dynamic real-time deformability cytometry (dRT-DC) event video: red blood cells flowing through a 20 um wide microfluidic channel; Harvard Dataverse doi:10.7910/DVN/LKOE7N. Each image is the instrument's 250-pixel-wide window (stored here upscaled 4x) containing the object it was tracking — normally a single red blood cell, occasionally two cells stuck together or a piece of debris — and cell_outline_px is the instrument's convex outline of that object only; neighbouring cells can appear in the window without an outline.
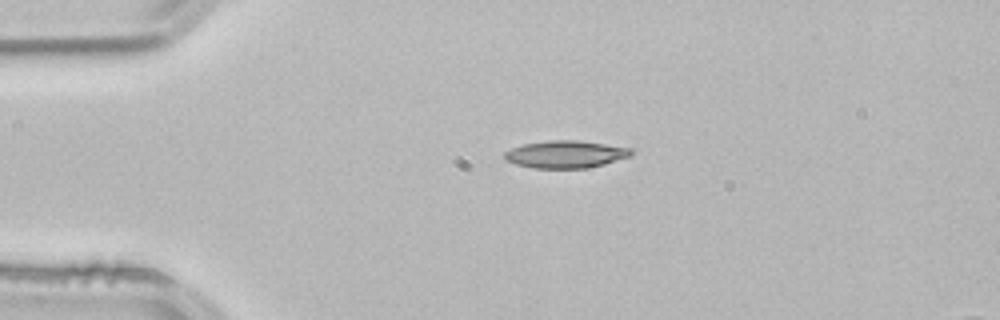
{"species": "common noctule bat (a hibernating species)", "species_latin": "Nyctalus noctula", "temperature_condition": "room temperature", "stored_images_in_passage": 3, "camera_frame_rate_fps": 3000, "um_per_image_px": 0.085, "animal": {"sex": "male", "body_mass_g": 21.5, "forearm_length_mm": 52.0}, "frame": {"image": 1, "passage_image": 1, "time_ms": 0.0, "image_size_px": [1000, 320], "cell_outline_px": [[632, 156], [604, 164], [588, 168], [536, 168], [516, 164], [504, 160], [504, 152], [512, 148], [524, 144], [548, 140], [576, 140], [632, 148]], "centroid_in_image_um": [48.08, 13.11], "position_along_channel_um": 36.9, "area_um2": 20.17}}